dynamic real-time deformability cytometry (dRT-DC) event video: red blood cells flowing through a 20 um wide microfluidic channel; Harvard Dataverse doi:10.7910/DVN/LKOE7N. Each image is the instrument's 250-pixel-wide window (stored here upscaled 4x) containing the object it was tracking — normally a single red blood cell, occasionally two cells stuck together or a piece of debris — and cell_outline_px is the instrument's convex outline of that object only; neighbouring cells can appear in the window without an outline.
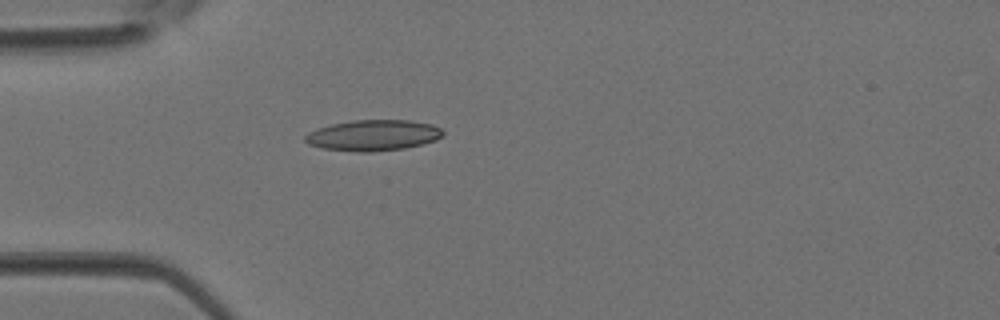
{"species": "Egyptian fruit bat (a non-hibernating species)", "species_latin": "Rousettus aegyptiacus", "temperature_condition": "room temperature", "stored_images_in_passage": 2, "camera_frame_rate_fps": 3000, "um_per_image_px": 0.085, "animal": {"sex": "female"}, "frame": {"image": 1, "passage_image": 2, "time_ms": 0.333, "image_size_px": [1000, 320], "cell_outline_px": [[444, 132], [436, 140], [404, 148], [372, 152], [360, 152], [324, 148], [308, 144], [304, 140], [304, 136], [308, 132], [316, 128], [332, 124], [352, 120], [408, 120], [432, 124], [440, 128]], "centroid_in_image_um": [31.69, 11.49], "position_along_channel_um": 53.3, "area_um2": 24.68}}